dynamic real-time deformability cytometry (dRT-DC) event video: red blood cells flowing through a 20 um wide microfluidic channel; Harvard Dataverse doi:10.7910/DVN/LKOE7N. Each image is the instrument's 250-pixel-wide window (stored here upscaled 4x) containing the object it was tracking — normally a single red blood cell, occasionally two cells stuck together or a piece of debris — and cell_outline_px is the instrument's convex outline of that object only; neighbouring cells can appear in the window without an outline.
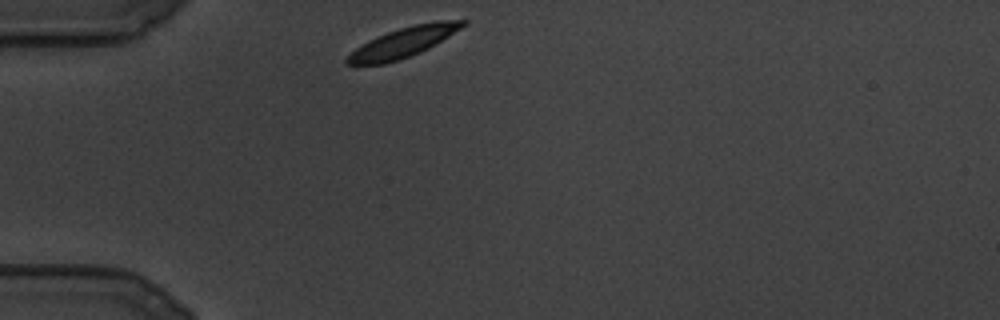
{"species": "common noctule bat (a hibernating species)", "species_latin": "Nyctalus noctula", "temperature_condition": "cold", "stored_images_in_passage": 68, "camera_frame_rate_fps": 3000, "um_per_image_px": 0.085, "animal": {"sex": "male", "body_mass_g": 19.5, "forearm_length_mm": 54.6}, "frame": {"image": 1, "passage_image": 1, "time_ms": 0.0, "image_size_px": [1000, 320], "cell_outline_px": [[468, 24], [428, 48], [420, 52], [384, 64], [344, 64], [344, 60], [356, 48], [368, 40], [388, 32], [412, 24], [436, 20], [468, 20]], "centroid_in_image_um": [34.3, 3.57], "position_along_channel_um": 50.7, "area_um2": 19.88}}
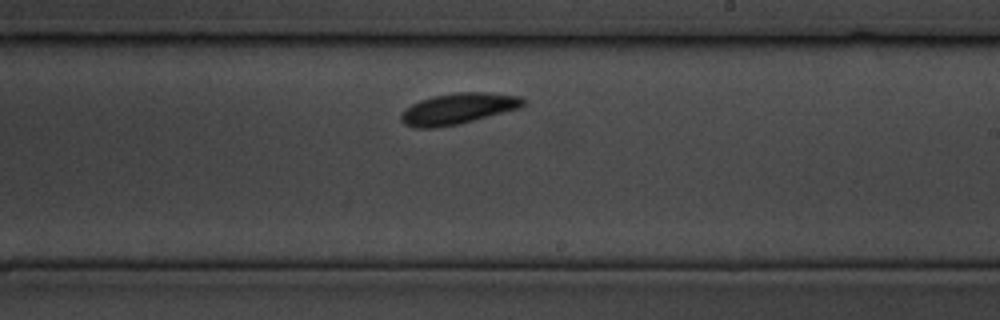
{"frame": {"image": 2, "passage_image": 39, "time_ms": 12.667, "image_size_px": [1000, 320], "cell_outline_px": [[528, 100], [520, 108], [460, 124], [436, 128], [412, 128], [404, 124], [400, 120], [400, 116], [412, 104], [420, 100], [436, 96], [456, 92], [484, 92], [520, 96]], "centroid_in_image_um": [38.96, 9.25], "position_along_channel_um": 250.0, "area_um2": 22.08}}
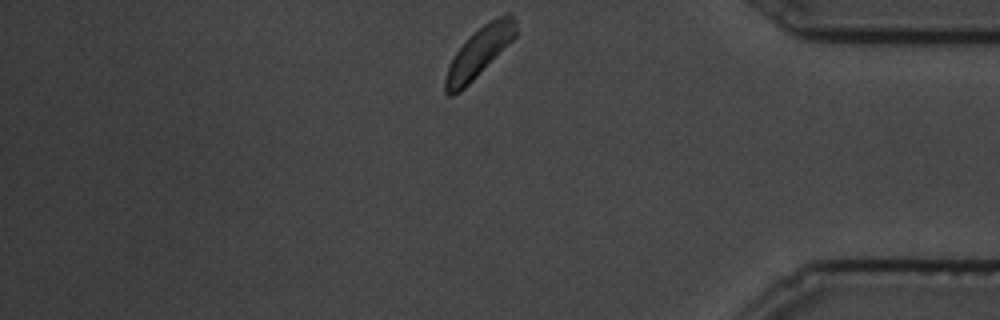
{"frame": {"image": 3, "passage_image": 68, "time_ms": 22.333, "image_size_px": [1000, 320], "cell_outline_px": [[516, 36], [464, 88], [452, 96], [448, 96], [444, 92], [444, 80], [448, 68], [456, 52], [484, 24], [508, 12], [516, 20]], "centroid_in_image_um": [40.72, 4.46], "position_along_channel_um": 394.5, "area_um2": 19.42}}